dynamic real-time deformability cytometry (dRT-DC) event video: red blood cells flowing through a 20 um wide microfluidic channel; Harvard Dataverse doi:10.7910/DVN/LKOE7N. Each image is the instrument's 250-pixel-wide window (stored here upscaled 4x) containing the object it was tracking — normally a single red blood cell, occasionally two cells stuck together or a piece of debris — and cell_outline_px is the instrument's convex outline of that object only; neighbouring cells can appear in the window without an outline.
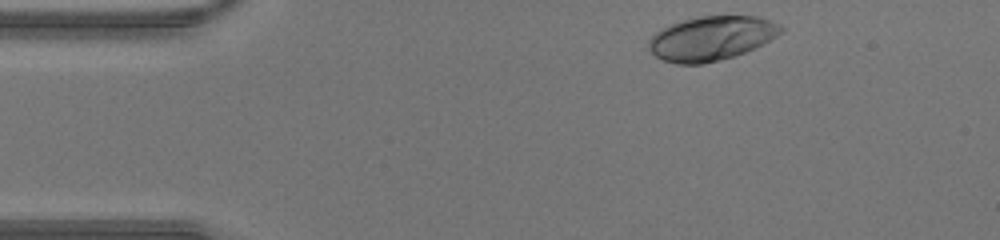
{"species": "human", "species_latin": "Homo sapiens", "temperature_condition": "warm", "stored_images_in_passage": 39, "camera_frame_rate_fps": 3000, "um_per_image_px": 0.085, "donor": {"sex": "male"}, "frame": {"image": 1, "passage_image": 1, "time_ms": 0.0, "image_size_px": [1000, 240], "cell_outline_px": [[784, 28], [776, 36], [764, 44], [744, 52], [732, 56], [704, 64], [676, 64], [664, 60], [656, 56], [648, 48], [648, 40], [660, 28], [668, 24], [700, 16], [756, 16], [780, 24]], "centroid_in_image_um": [60.44, 3.25], "position_along_channel_um": 24.6, "area_um2": 33.99}}
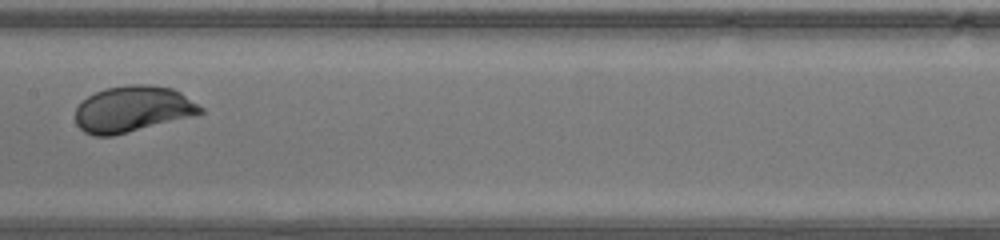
{"frame": {"image": 2, "passage_image": 17, "time_ms": 5.333, "image_size_px": [1000, 240], "cell_outline_px": [[204, 112], [196, 116], [112, 136], [92, 136], [84, 132], [76, 124], [76, 108], [88, 96], [104, 88], [132, 84], [148, 84], [172, 88], [180, 92], [204, 108]], "centroid_in_image_um": [11.3, 9.28], "position_along_channel_um": 196.1, "area_um2": 33.81}}
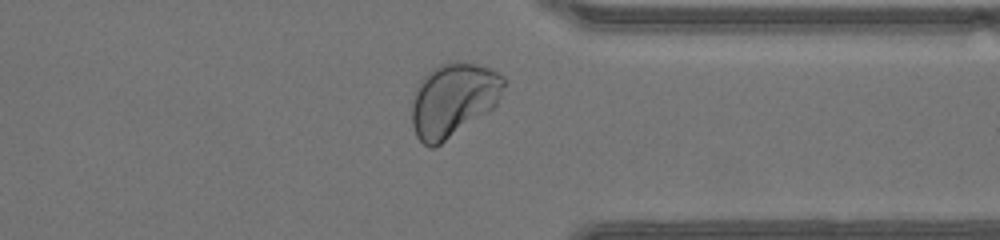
{"frame": {"image": 3, "passage_image": 29, "time_ms": 9.333, "image_size_px": [1000, 240], "cell_outline_px": [[504, 84], [496, 104], [488, 112], [440, 144], [432, 148], [428, 148], [416, 136], [412, 124], [412, 100], [416, 88], [420, 80], [432, 68], [448, 60], [464, 60], [488, 68], [504, 76]], "centroid_in_image_um": [38.5, 8.45], "position_along_channel_um": 372.9, "area_um2": 39.54}}